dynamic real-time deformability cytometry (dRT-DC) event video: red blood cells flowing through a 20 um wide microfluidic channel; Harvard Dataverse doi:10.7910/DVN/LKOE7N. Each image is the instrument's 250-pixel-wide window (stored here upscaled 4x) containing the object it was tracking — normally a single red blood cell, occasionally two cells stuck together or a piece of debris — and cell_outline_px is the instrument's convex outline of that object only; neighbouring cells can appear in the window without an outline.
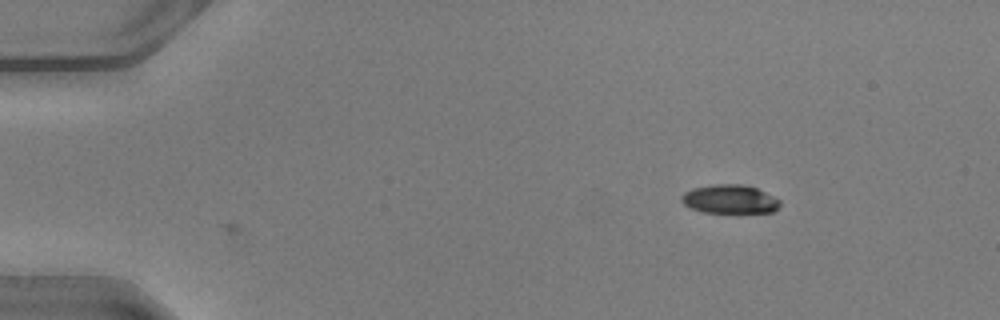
{"species": "common noctule bat (a hibernating species)", "species_latin": "Nyctalus noctula", "temperature_condition": "warm", "stored_images_in_passage": 37, "camera_frame_rate_fps": 3000, "um_per_image_px": 0.085, "animal": {"sex": "male", "body_mass_g": 20.5, "forearm_length_mm": 52.5}, "frame": {"image": 1, "passage_image": 1, "time_ms": 0.0, "image_size_px": [1000, 320], "cell_outline_px": [[780, 204], [772, 212], [704, 212], [688, 208], [680, 200], [680, 196], [684, 192], [692, 188], [712, 184], [744, 184], [756, 188], [780, 200]], "centroid_in_image_um": [61.96, 16.92], "position_along_channel_um": 23.0, "area_um2": 16.47}}
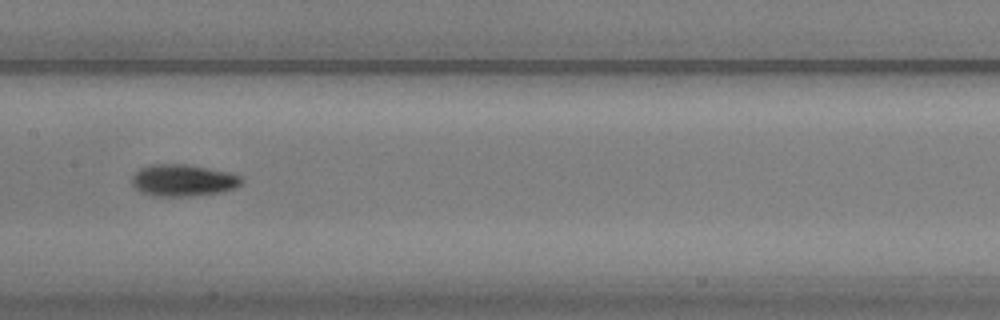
{"frame": {"image": 2, "passage_image": 20, "time_ms": 6.333, "image_size_px": [1000, 320], "cell_outline_px": [[244, 180], [236, 188], [220, 192], [192, 196], [152, 196], [140, 192], [132, 184], [132, 176], [140, 168], [148, 164], [188, 164], [228, 172], [240, 176]], "centroid_in_image_um": [15.54, 15.32], "position_along_channel_um": 191.9, "area_um2": 20.46}}
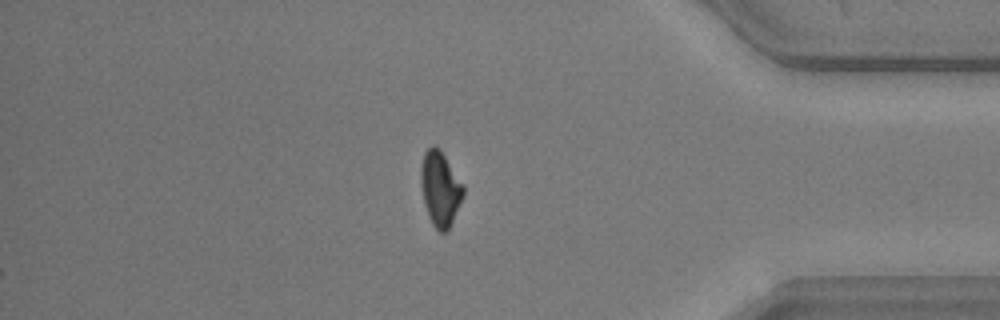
{"frame": {"image": 3, "passage_image": 37, "time_ms": 12.0, "image_size_px": [1000, 320], "cell_outline_px": [[464, 196], [448, 232], [440, 232], [432, 224], [428, 216], [424, 204], [420, 180], [420, 168], [424, 152], [432, 144], [436, 144], [440, 148], [464, 184]], "centroid_in_image_um": [37.42, 16.01], "position_along_channel_um": 397.8, "area_um2": 18.96}, "authors_computed_cell_mechanics": {"area_um2": 18.9006, "velocity_mm_per_s": 4.0994, "shape_relaxation_time_tau1_ms": 2.0709, "shape_relaxation_time_tau2_ms": 4.6957, "deformation_change_tau1": 0.1356, "deformation_change_tau2": 0.1077}}